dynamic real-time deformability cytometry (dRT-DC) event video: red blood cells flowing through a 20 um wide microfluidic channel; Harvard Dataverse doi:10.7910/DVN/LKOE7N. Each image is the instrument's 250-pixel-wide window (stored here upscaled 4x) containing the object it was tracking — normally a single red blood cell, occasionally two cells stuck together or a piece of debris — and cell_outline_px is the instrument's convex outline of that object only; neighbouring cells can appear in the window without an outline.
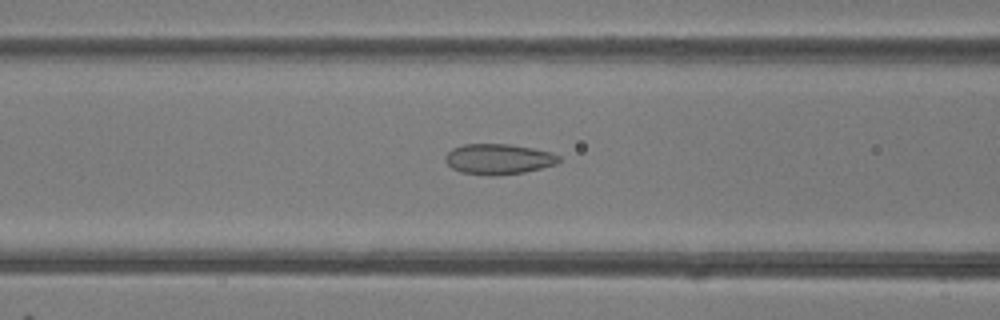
{"species": "common noctule bat (a hibernating species)", "species_latin": "Nyctalus noctula", "temperature_condition": "room temperature", "stored_images_in_passage": 42, "camera_frame_rate_fps": 3000, "um_per_image_px": 0.085, "animal": {"sex": "female"}, "frame": {"image": 1, "passage_image": 20, "time_ms": 6.333, "image_size_px": [1000, 320], "cell_outline_px": [[560, 160], [556, 164], [524, 172], [496, 176], [488, 176], [460, 172], [452, 168], [444, 160], [444, 156], [452, 148], [464, 144], [508, 144], [532, 148], [552, 152], [560, 156]], "centroid_in_image_um": [42.35, 13.53], "position_along_channel_um": 124.3, "area_um2": 20.29}}
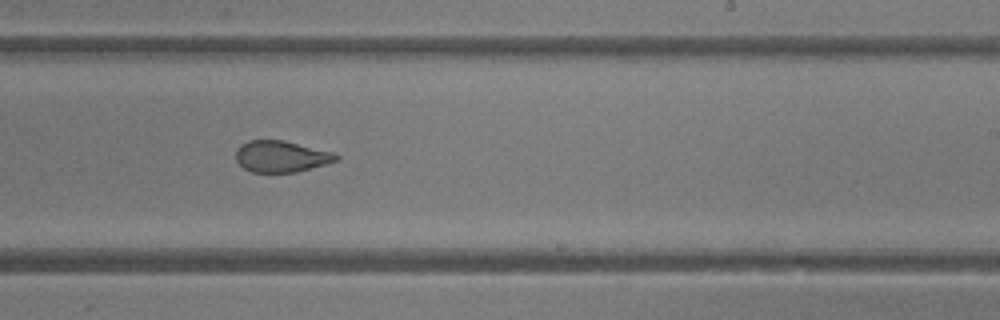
{"frame": {"image": 2, "passage_image": 30, "time_ms": 9.667, "image_size_px": [1000, 320], "cell_outline_px": [[340, 160], [296, 172], [252, 172], [244, 168], [236, 160], [236, 152], [240, 144], [248, 140], [284, 140], [332, 152], [340, 156]], "centroid_in_image_um": [23.9, 13.29], "position_along_channel_um": 265.1, "area_um2": 18.32}}
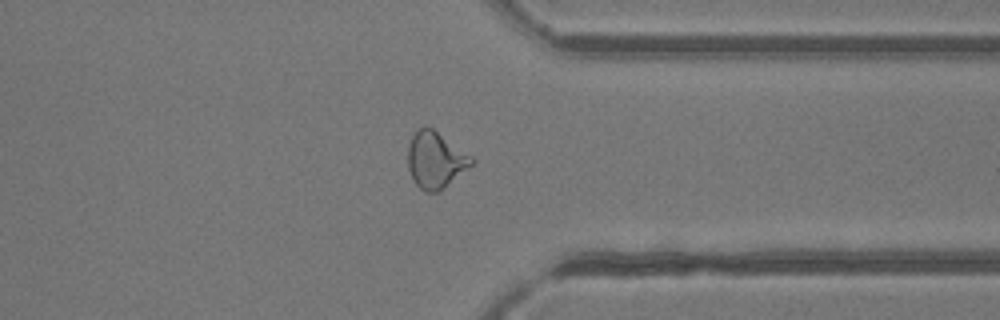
{"frame": {"image": 3, "passage_image": 38, "time_ms": 12.333, "image_size_px": [1000, 320], "cell_outline_px": [[476, 160], [472, 164], [440, 192], [424, 192], [416, 184], [408, 168], [408, 148], [412, 136], [424, 124], [432, 128], [472, 156]], "centroid_in_image_um": [37.02, 13.6], "position_along_channel_um": 374.4, "area_um2": 20.81}, "authors_computed_cell_mechanics": {"area_um2": 20.519, "velocity_mm_per_s": 4.2319, "shape_relaxation_time_tau1_ms": null, "shape_relaxation_time_tau2_ms": 1.3441, "deformation_change_tau1": null, "deformation_change_tau2": 0.0702}}